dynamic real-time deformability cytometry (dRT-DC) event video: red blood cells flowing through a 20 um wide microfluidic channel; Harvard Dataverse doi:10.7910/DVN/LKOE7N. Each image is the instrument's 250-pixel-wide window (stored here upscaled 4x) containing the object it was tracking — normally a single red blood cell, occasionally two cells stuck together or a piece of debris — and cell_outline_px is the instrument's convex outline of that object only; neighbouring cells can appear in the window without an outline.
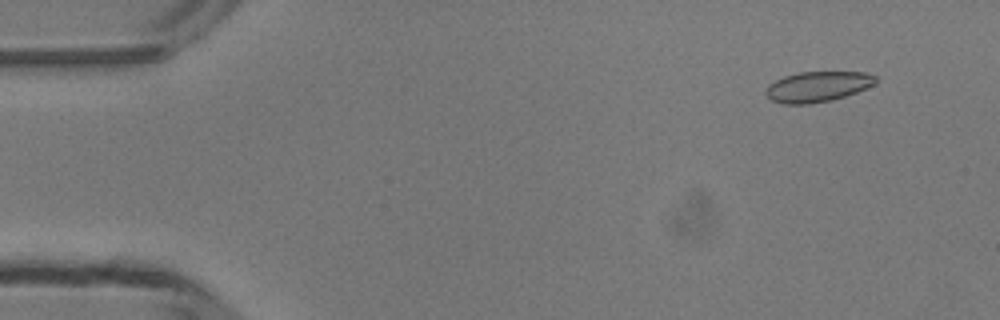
{"species": "common noctule bat (a hibernating species)", "species_latin": "Nyctalus noctula", "temperature_condition": "room temperature", "stored_images_in_passage": 13, "camera_frame_rate_fps": 3000, "um_per_image_px": 0.085, "animal": {"sex": "male", "body_mass_g": 13.3}, "frame": {"image": 1, "passage_image": 5, "time_ms": 1.333, "image_size_px": [1000, 320], "cell_outline_px": [[876, 80], [872, 84], [856, 92], [832, 100], [808, 104], [784, 104], [772, 100], [764, 92], [768, 84], [784, 76], [800, 72], [864, 72], [876, 76]], "centroid_in_image_um": [69.45, 7.36], "position_along_channel_um": 15.6, "area_um2": 19.25}}